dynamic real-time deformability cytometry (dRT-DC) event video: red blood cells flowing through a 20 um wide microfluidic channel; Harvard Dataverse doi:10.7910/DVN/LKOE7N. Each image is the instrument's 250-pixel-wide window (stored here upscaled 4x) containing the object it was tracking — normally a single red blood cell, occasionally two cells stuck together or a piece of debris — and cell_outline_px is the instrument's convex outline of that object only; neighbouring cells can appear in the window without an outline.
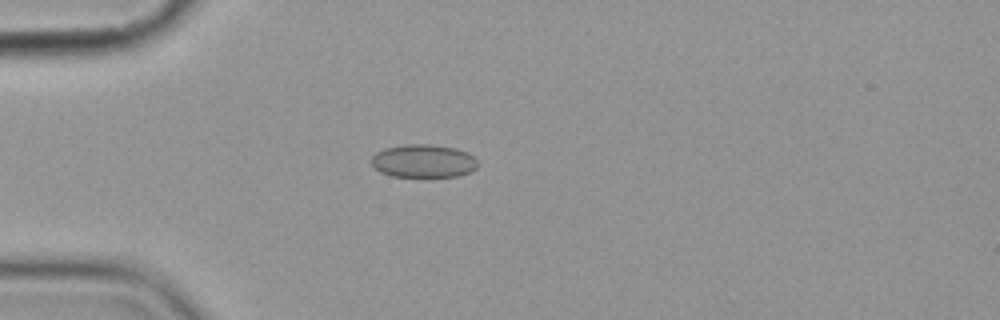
{"species": "common noctule bat (a hibernating species)", "species_latin": "Nyctalus noctula", "temperature_condition": "cold", "stored_images_in_passage": 7, "camera_frame_rate_fps": 3000, "um_per_image_px": 0.085, "animal": {"sex": "female", "body_mass_g": 19.9}, "frame": {"image": 1, "passage_image": 5, "time_ms": 4.667, "image_size_px": [1000, 320], "cell_outline_px": [[480, 164], [476, 168], [468, 172], [456, 176], [428, 180], [392, 176], [380, 172], [372, 164], [372, 156], [376, 152], [384, 148], [408, 144], [428, 144], [456, 148], [468, 152]], "centroid_in_image_um": [36.0, 13.73], "position_along_channel_um": 49.0, "area_um2": 21.33}}
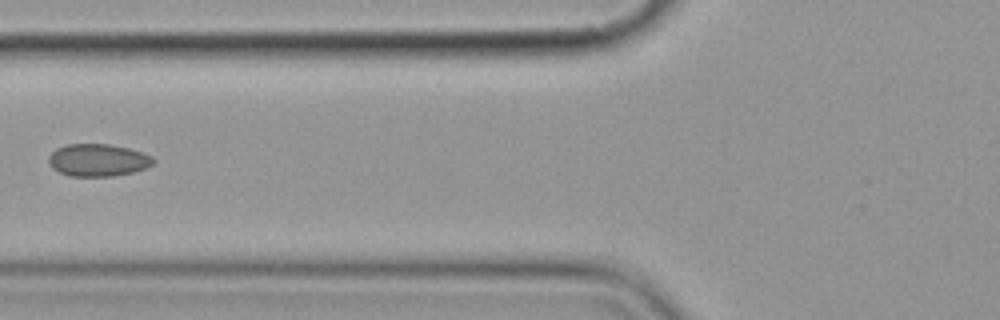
{"frame": {"image": 2, "passage_image": 7, "time_ms": 7.0, "image_size_px": [1000, 320], "cell_outline_px": [[156, 160], [152, 164], [144, 168], [132, 172], [112, 176], [68, 176], [52, 168], [48, 160], [48, 156], [56, 148], [68, 144], [108, 144], [128, 148], [152, 156]], "centroid_in_image_um": [8.3, 13.61], "position_along_channel_um": 117.5, "area_um2": 19.65}}